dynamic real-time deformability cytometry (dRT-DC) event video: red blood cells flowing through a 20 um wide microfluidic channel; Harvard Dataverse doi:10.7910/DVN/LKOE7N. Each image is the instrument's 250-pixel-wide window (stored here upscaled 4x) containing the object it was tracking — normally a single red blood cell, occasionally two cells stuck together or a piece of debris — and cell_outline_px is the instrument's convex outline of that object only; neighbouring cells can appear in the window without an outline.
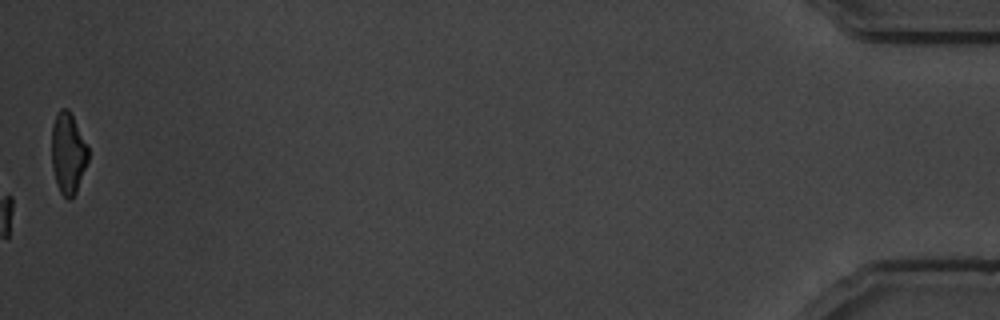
{"species": "common noctule bat (a hibernating species)", "species_latin": "Nyctalus noctula", "temperature_condition": "warm", "stored_images_in_passage": 60, "camera_frame_rate_fps": 3000, "um_per_image_px": 0.085, "animal": {"sex": "male", "body_mass_g": 19.5, "forearm_length_mm": 54.6}, "frame": {"image": 1, "passage_image": 60, "time_ms": 19.667, "image_size_px": [1000, 320], "cell_outline_px": [[88, 160], [76, 192], [68, 200], [60, 192], [52, 168], [52, 124], [56, 112], [60, 108], [68, 108], [88, 148]], "centroid_in_image_um": [5.76, 13.0], "position_along_channel_um": 429.4, "area_um2": 16.99}, "authors_computed_cell_mechanics": {"area_um2": 16.6753, "velocity_mm_per_s": 3.4458, "shape_relaxation_time_tau1_ms": 3.0414, "shape_relaxation_time_tau2_ms": 3.9248, "deformation_change_tau1": 0.1294, "deformation_change_tau2": 0.0686}}